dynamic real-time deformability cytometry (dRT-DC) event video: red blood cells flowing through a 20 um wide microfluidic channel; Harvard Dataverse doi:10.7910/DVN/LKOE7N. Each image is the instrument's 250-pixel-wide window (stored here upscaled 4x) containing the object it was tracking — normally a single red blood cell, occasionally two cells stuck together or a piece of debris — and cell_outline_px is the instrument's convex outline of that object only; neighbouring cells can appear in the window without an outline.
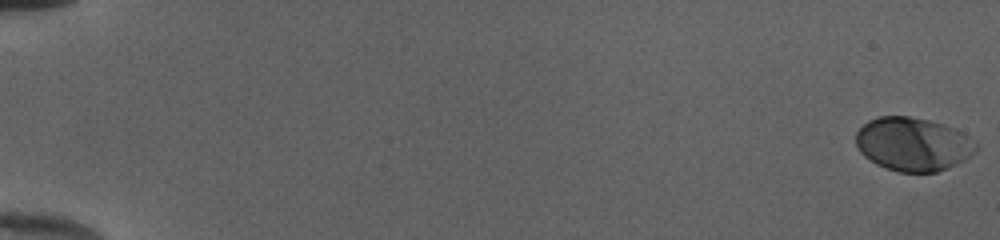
{"species": "human", "species_latin": "Homo sapiens", "temperature_condition": "cold", "stored_images_in_passage": 53, "camera_frame_rate_fps": 3000, "um_per_image_px": 0.085, "donor": {"sex": "female"}, "frame": {"image": 1, "passage_image": 1, "time_ms": 0.0, "image_size_px": [1000, 240], "cell_outline_px": [[976, 152], [964, 160], [948, 168], [936, 172], [900, 172], [876, 164], [864, 156], [860, 152], [856, 144], [856, 132], [868, 120], [880, 116], [908, 116], [928, 120], [944, 124], [956, 128], [964, 132], [976, 140]], "centroid_in_image_um": [77.63, 12.24], "position_along_channel_um": 7.4, "area_um2": 37.69}}
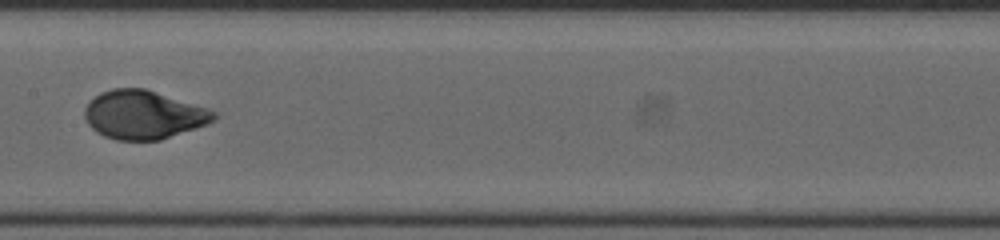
{"frame": {"image": 2, "passage_image": 30, "time_ms": 9.667, "image_size_px": [1000, 240], "cell_outline_px": [[216, 116], [208, 124], [160, 140], [116, 140], [104, 136], [96, 132], [88, 124], [84, 116], [84, 108], [100, 92], [112, 88], [144, 88], [208, 108], [216, 112]], "centroid_in_image_um": [12.18, 9.76], "position_along_channel_um": 195.2, "area_um2": 36.41}}
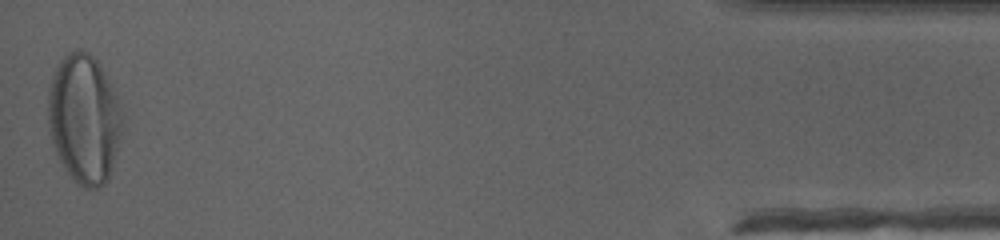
{"frame": {"image": 3, "passage_image": 53, "time_ms": 17.333, "image_size_px": [1000, 240], "cell_outline_px": [[124, 120], [112, 168], [108, 180], [104, 184], [96, 188], [84, 188], [76, 184], [72, 180], [64, 168], [56, 152], [52, 140], [48, 124], [48, 88], [52, 76], [60, 60], [68, 52], [80, 48], [88, 52], [100, 64], [112, 84], [124, 116]], "centroid_in_image_um": [7.16, 10.09], "position_along_channel_um": 428.0, "area_um2": 56.3}, "authors_computed_cell_mechanics": {"area_um2": 36.5874, "velocity_mm_per_s": 4.0069, "shape_relaxation_time_tau1_ms": 4.4683, "shape_relaxation_time_tau2_ms": null, "deformation_change_tau1": 0.2087, "deformation_change_tau2": null}}